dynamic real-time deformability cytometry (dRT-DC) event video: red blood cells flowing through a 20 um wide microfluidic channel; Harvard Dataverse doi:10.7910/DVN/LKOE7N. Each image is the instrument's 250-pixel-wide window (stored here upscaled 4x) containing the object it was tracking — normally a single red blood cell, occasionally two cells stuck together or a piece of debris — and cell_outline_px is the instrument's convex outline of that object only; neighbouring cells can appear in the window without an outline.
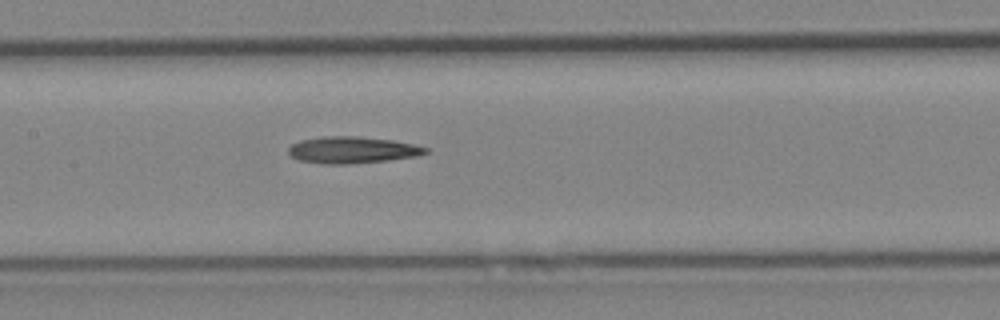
{"species": "Egyptian fruit bat (a non-hibernating species)", "species_latin": "Rousettus aegyptiacus", "temperature_condition": "cold", "stored_images_in_passage": 6, "camera_frame_rate_fps": 3000, "um_per_image_px": 0.085, "animal": {"sex": "female"}, "frame": {"image": 1, "passage_image": 6, "time_ms": 6.0, "image_size_px": [1000, 320], "cell_outline_px": [[428, 152], [420, 156], [388, 160], [344, 164], [324, 164], [300, 160], [292, 156], [288, 152], [288, 148], [292, 144], [300, 140], [324, 136], [356, 136], [392, 140], [412, 144], [428, 148]], "centroid_in_image_um": [29.95, 12.74], "position_along_channel_um": 177.5, "area_um2": 21.21}}